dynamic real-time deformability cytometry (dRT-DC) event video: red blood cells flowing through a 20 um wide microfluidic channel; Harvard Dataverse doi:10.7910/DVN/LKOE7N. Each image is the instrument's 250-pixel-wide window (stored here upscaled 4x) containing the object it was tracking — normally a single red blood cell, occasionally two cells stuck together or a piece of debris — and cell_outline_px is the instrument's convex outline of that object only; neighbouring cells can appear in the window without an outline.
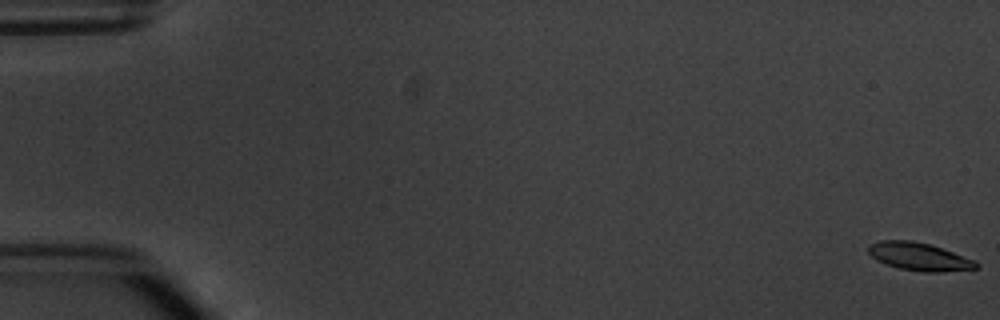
{"species": "common noctule bat (a hibernating species)", "species_latin": "Nyctalus noctula", "temperature_condition": "warm", "stored_images_in_passage": 9, "camera_frame_rate_fps": 3000, "um_per_image_px": 0.085, "animal": {"sex": "male", "body_mass_g": 20.1, "forearm_length_mm": 53.5}, "frame": {"image": 1, "passage_image": 1, "time_ms": 0.0, "image_size_px": [1000, 320], "cell_outline_px": [[980, 268], [940, 272], [924, 272], [900, 268], [888, 264], [872, 256], [868, 252], [868, 244], [880, 240], [912, 240], [928, 244], [976, 260], [980, 264]], "centroid_in_image_um": [78.16, 21.81], "position_along_channel_um": 6.8, "area_um2": 17.34}}
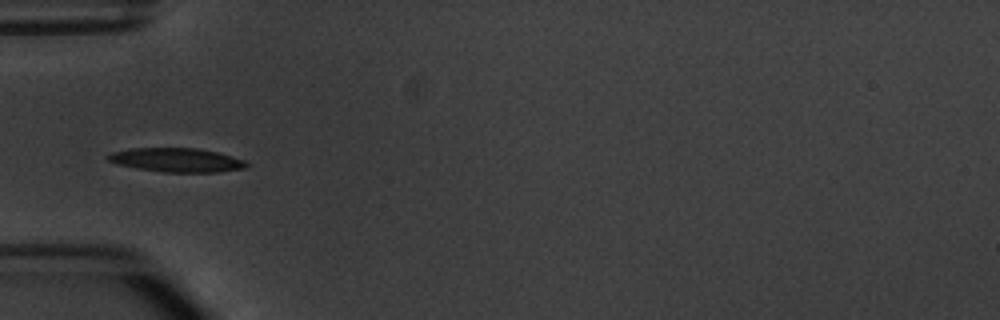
{"frame": {"image": 2, "passage_image": 6, "time_ms": 6.0, "image_size_px": [1000, 320], "cell_outline_px": [[248, 164], [244, 168], [216, 172], [164, 172], [136, 168], [116, 164], [108, 160], [104, 156], [112, 152], [132, 148], [196, 148], [216, 152], [232, 156], [244, 160]], "centroid_in_image_um": [14.96, 13.6], "position_along_channel_um": 70.0, "area_um2": 19.25}}
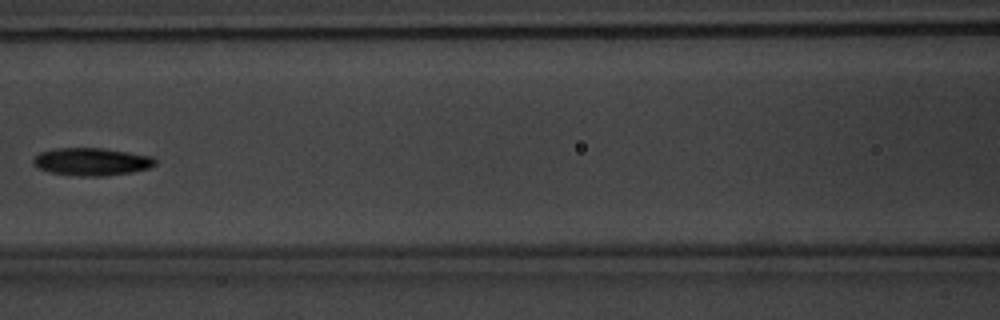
{"frame": {"image": 3, "passage_image": 8, "time_ms": 8.333, "image_size_px": [1000, 320], "cell_outline_px": [[156, 164], [148, 168], [132, 172], [104, 176], [80, 176], [52, 172], [36, 168], [32, 164], [32, 160], [40, 152], [56, 148], [104, 148], [152, 156], [156, 160]], "centroid_in_image_um": [7.78, 13.74], "position_along_channel_um": 158.8, "area_um2": 19.65}}